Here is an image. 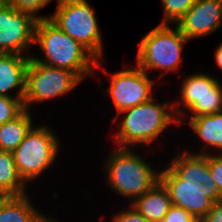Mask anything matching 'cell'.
Segmentation results:
<instances>
[{
    "instance_id": "13",
    "label": "cell",
    "mask_w": 222,
    "mask_h": 222,
    "mask_svg": "<svg viewBox=\"0 0 222 222\" xmlns=\"http://www.w3.org/2000/svg\"><path fill=\"white\" fill-rule=\"evenodd\" d=\"M30 58L31 55L0 53V96L24 98ZM14 88L17 93L12 96L9 91Z\"/></svg>"
},
{
    "instance_id": "5",
    "label": "cell",
    "mask_w": 222,
    "mask_h": 222,
    "mask_svg": "<svg viewBox=\"0 0 222 222\" xmlns=\"http://www.w3.org/2000/svg\"><path fill=\"white\" fill-rule=\"evenodd\" d=\"M87 0H59L50 20L85 47L97 60L103 59V41L94 8Z\"/></svg>"
},
{
    "instance_id": "26",
    "label": "cell",
    "mask_w": 222,
    "mask_h": 222,
    "mask_svg": "<svg viewBox=\"0 0 222 222\" xmlns=\"http://www.w3.org/2000/svg\"><path fill=\"white\" fill-rule=\"evenodd\" d=\"M201 222H222V200L215 202Z\"/></svg>"
},
{
    "instance_id": "12",
    "label": "cell",
    "mask_w": 222,
    "mask_h": 222,
    "mask_svg": "<svg viewBox=\"0 0 222 222\" xmlns=\"http://www.w3.org/2000/svg\"><path fill=\"white\" fill-rule=\"evenodd\" d=\"M177 26L189 40L215 32L222 27V0H196Z\"/></svg>"
},
{
    "instance_id": "18",
    "label": "cell",
    "mask_w": 222,
    "mask_h": 222,
    "mask_svg": "<svg viewBox=\"0 0 222 222\" xmlns=\"http://www.w3.org/2000/svg\"><path fill=\"white\" fill-rule=\"evenodd\" d=\"M30 110L24 109L13 120L0 125V151L13 152L34 126Z\"/></svg>"
},
{
    "instance_id": "21",
    "label": "cell",
    "mask_w": 222,
    "mask_h": 222,
    "mask_svg": "<svg viewBox=\"0 0 222 222\" xmlns=\"http://www.w3.org/2000/svg\"><path fill=\"white\" fill-rule=\"evenodd\" d=\"M23 99L0 96V125L13 120L24 110Z\"/></svg>"
},
{
    "instance_id": "3",
    "label": "cell",
    "mask_w": 222,
    "mask_h": 222,
    "mask_svg": "<svg viewBox=\"0 0 222 222\" xmlns=\"http://www.w3.org/2000/svg\"><path fill=\"white\" fill-rule=\"evenodd\" d=\"M134 151V148L118 147L103 164L107 185L131 202L160 181V172Z\"/></svg>"
},
{
    "instance_id": "4",
    "label": "cell",
    "mask_w": 222,
    "mask_h": 222,
    "mask_svg": "<svg viewBox=\"0 0 222 222\" xmlns=\"http://www.w3.org/2000/svg\"><path fill=\"white\" fill-rule=\"evenodd\" d=\"M187 41L189 39L177 25L171 28L170 24L160 23L141 39L136 64L147 73L160 70L159 78H164L166 72H175L181 66L183 45Z\"/></svg>"
},
{
    "instance_id": "7",
    "label": "cell",
    "mask_w": 222,
    "mask_h": 222,
    "mask_svg": "<svg viewBox=\"0 0 222 222\" xmlns=\"http://www.w3.org/2000/svg\"><path fill=\"white\" fill-rule=\"evenodd\" d=\"M160 172V181L166 188H195L204 189L205 196L214 203L222 200L209 165L208 154H193L183 150L169 162V166Z\"/></svg>"
},
{
    "instance_id": "11",
    "label": "cell",
    "mask_w": 222,
    "mask_h": 222,
    "mask_svg": "<svg viewBox=\"0 0 222 222\" xmlns=\"http://www.w3.org/2000/svg\"><path fill=\"white\" fill-rule=\"evenodd\" d=\"M37 20L18 12L8 3H0V53L27 55L34 43Z\"/></svg>"
},
{
    "instance_id": "23",
    "label": "cell",
    "mask_w": 222,
    "mask_h": 222,
    "mask_svg": "<svg viewBox=\"0 0 222 222\" xmlns=\"http://www.w3.org/2000/svg\"><path fill=\"white\" fill-rule=\"evenodd\" d=\"M207 151L205 152L201 150L195 152L194 154H203V155L208 154V165L211 176L215 181L220 194L222 195V154L217 153V151L216 153L212 152L211 154L209 150Z\"/></svg>"
},
{
    "instance_id": "24",
    "label": "cell",
    "mask_w": 222,
    "mask_h": 222,
    "mask_svg": "<svg viewBox=\"0 0 222 222\" xmlns=\"http://www.w3.org/2000/svg\"><path fill=\"white\" fill-rule=\"evenodd\" d=\"M162 222H197L185 209L171 205Z\"/></svg>"
},
{
    "instance_id": "16",
    "label": "cell",
    "mask_w": 222,
    "mask_h": 222,
    "mask_svg": "<svg viewBox=\"0 0 222 222\" xmlns=\"http://www.w3.org/2000/svg\"><path fill=\"white\" fill-rule=\"evenodd\" d=\"M172 205L188 211L197 221H200L213 207L214 202L205 196L204 189L166 188Z\"/></svg>"
},
{
    "instance_id": "2",
    "label": "cell",
    "mask_w": 222,
    "mask_h": 222,
    "mask_svg": "<svg viewBox=\"0 0 222 222\" xmlns=\"http://www.w3.org/2000/svg\"><path fill=\"white\" fill-rule=\"evenodd\" d=\"M156 101L153 97L148 102L116 114L117 119L122 114L123 118L119 124V130L115 133L113 143L117 144L119 148L147 145L157 140L171 124L179 125L174 113L173 102L157 103Z\"/></svg>"
},
{
    "instance_id": "10",
    "label": "cell",
    "mask_w": 222,
    "mask_h": 222,
    "mask_svg": "<svg viewBox=\"0 0 222 222\" xmlns=\"http://www.w3.org/2000/svg\"><path fill=\"white\" fill-rule=\"evenodd\" d=\"M124 69V70H123ZM121 71L110 73V86L106 93L111 97L115 109L119 112L150 101L154 96L155 81L137 64L136 67L123 68Z\"/></svg>"
},
{
    "instance_id": "9",
    "label": "cell",
    "mask_w": 222,
    "mask_h": 222,
    "mask_svg": "<svg viewBox=\"0 0 222 222\" xmlns=\"http://www.w3.org/2000/svg\"><path fill=\"white\" fill-rule=\"evenodd\" d=\"M82 81L71 71L36 62L30 58L26 72L24 109L30 105L63 96Z\"/></svg>"
},
{
    "instance_id": "15",
    "label": "cell",
    "mask_w": 222,
    "mask_h": 222,
    "mask_svg": "<svg viewBox=\"0 0 222 222\" xmlns=\"http://www.w3.org/2000/svg\"><path fill=\"white\" fill-rule=\"evenodd\" d=\"M129 205L142 214L149 222H162L172 203L168 190L159 181Z\"/></svg>"
},
{
    "instance_id": "1",
    "label": "cell",
    "mask_w": 222,
    "mask_h": 222,
    "mask_svg": "<svg viewBox=\"0 0 222 222\" xmlns=\"http://www.w3.org/2000/svg\"><path fill=\"white\" fill-rule=\"evenodd\" d=\"M34 43L40 46L43 58L31 57L39 63L73 72L81 81L88 76H97L94 70L101 69L97 60L85 47L69 37L49 18L38 20L35 26ZM95 68V69H94Z\"/></svg>"
},
{
    "instance_id": "22",
    "label": "cell",
    "mask_w": 222,
    "mask_h": 222,
    "mask_svg": "<svg viewBox=\"0 0 222 222\" xmlns=\"http://www.w3.org/2000/svg\"><path fill=\"white\" fill-rule=\"evenodd\" d=\"M52 0H10L9 5L16 11L31 15L34 19L42 20L50 18L48 16H39L37 12L47 6ZM57 0L56 2H58Z\"/></svg>"
},
{
    "instance_id": "25",
    "label": "cell",
    "mask_w": 222,
    "mask_h": 222,
    "mask_svg": "<svg viewBox=\"0 0 222 222\" xmlns=\"http://www.w3.org/2000/svg\"><path fill=\"white\" fill-rule=\"evenodd\" d=\"M129 209L121 210L112 217L111 222H149L142 214H140L131 205Z\"/></svg>"
},
{
    "instance_id": "27",
    "label": "cell",
    "mask_w": 222,
    "mask_h": 222,
    "mask_svg": "<svg viewBox=\"0 0 222 222\" xmlns=\"http://www.w3.org/2000/svg\"><path fill=\"white\" fill-rule=\"evenodd\" d=\"M214 56L218 68L222 70V42H220V45L217 46Z\"/></svg>"
},
{
    "instance_id": "6",
    "label": "cell",
    "mask_w": 222,
    "mask_h": 222,
    "mask_svg": "<svg viewBox=\"0 0 222 222\" xmlns=\"http://www.w3.org/2000/svg\"><path fill=\"white\" fill-rule=\"evenodd\" d=\"M55 134L46 126H33L12 152L19 176L26 184L40 177L56 161L60 142Z\"/></svg>"
},
{
    "instance_id": "19",
    "label": "cell",
    "mask_w": 222,
    "mask_h": 222,
    "mask_svg": "<svg viewBox=\"0 0 222 222\" xmlns=\"http://www.w3.org/2000/svg\"><path fill=\"white\" fill-rule=\"evenodd\" d=\"M26 185L19 176L13 153L0 151V195L5 197L27 194Z\"/></svg>"
},
{
    "instance_id": "8",
    "label": "cell",
    "mask_w": 222,
    "mask_h": 222,
    "mask_svg": "<svg viewBox=\"0 0 222 222\" xmlns=\"http://www.w3.org/2000/svg\"><path fill=\"white\" fill-rule=\"evenodd\" d=\"M184 79L179 92L180 101L173 102L179 125L183 123L186 111L190 112V118L222 112V85L217 77L197 72Z\"/></svg>"
},
{
    "instance_id": "28",
    "label": "cell",
    "mask_w": 222,
    "mask_h": 222,
    "mask_svg": "<svg viewBox=\"0 0 222 222\" xmlns=\"http://www.w3.org/2000/svg\"><path fill=\"white\" fill-rule=\"evenodd\" d=\"M10 0H0V3H9Z\"/></svg>"
},
{
    "instance_id": "14",
    "label": "cell",
    "mask_w": 222,
    "mask_h": 222,
    "mask_svg": "<svg viewBox=\"0 0 222 222\" xmlns=\"http://www.w3.org/2000/svg\"><path fill=\"white\" fill-rule=\"evenodd\" d=\"M0 222H58L42 214L30 201L28 194L5 196L0 199Z\"/></svg>"
},
{
    "instance_id": "17",
    "label": "cell",
    "mask_w": 222,
    "mask_h": 222,
    "mask_svg": "<svg viewBox=\"0 0 222 222\" xmlns=\"http://www.w3.org/2000/svg\"><path fill=\"white\" fill-rule=\"evenodd\" d=\"M188 125L198 139L204 142L203 150L209 147L212 152L215 148L222 154V112L190 118Z\"/></svg>"
},
{
    "instance_id": "20",
    "label": "cell",
    "mask_w": 222,
    "mask_h": 222,
    "mask_svg": "<svg viewBox=\"0 0 222 222\" xmlns=\"http://www.w3.org/2000/svg\"><path fill=\"white\" fill-rule=\"evenodd\" d=\"M163 7V21L161 24H178L191 9L196 0H161Z\"/></svg>"
}]
</instances>
